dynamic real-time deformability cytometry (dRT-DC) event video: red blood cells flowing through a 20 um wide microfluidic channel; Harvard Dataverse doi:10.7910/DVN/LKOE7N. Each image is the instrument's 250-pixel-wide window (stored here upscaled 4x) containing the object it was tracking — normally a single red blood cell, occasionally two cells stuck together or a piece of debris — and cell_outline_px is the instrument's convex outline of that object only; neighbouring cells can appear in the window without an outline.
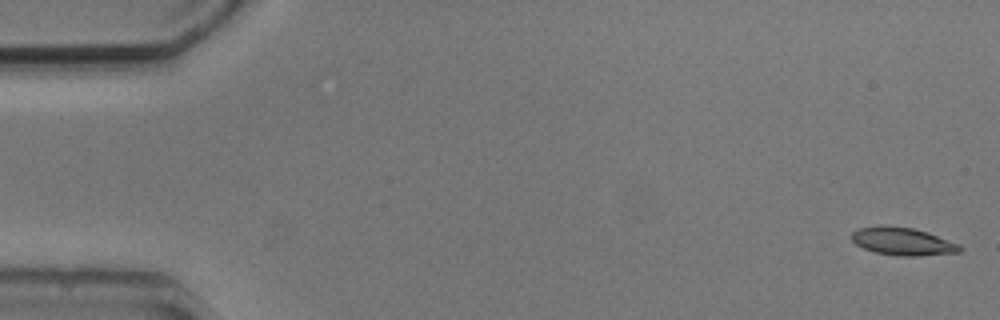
{"species": "common noctule bat (a hibernating species)", "species_latin": "Nyctalus noctula", "temperature_condition": "cold", "stored_images_in_passage": 5, "camera_frame_rate_fps": 3000, "um_per_image_px": 0.085, "animal": {"sex": "male", "body_mass_g": 20.5, "forearm_length_mm": 52.5}, "frame": {"image": 1, "passage_image": 1, "time_ms": 0.0, "image_size_px": [1000, 320], "cell_outline_px": [[964, 248], [960, 252], [920, 256], [900, 256], [876, 252], [864, 248], [856, 244], [852, 240], [852, 232], [860, 228], [880, 224], [884, 224], [912, 228], [928, 232], [960, 244]], "centroid_in_image_um": [76.75, 20.51], "position_along_channel_um": 8.2, "area_um2": 17.69}}
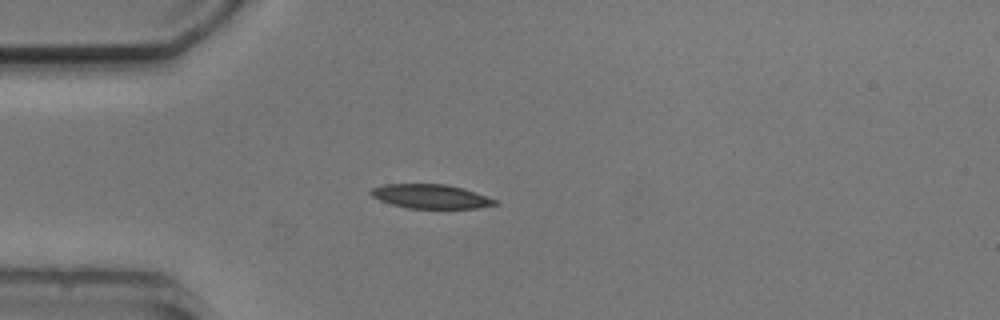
{"frame": {"image": 2, "passage_image": 5, "time_ms": 4.333, "image_size_px": [1000, 320], "cell_outline_px": [[500, 204], [476, 208], [408, 208], [392, 204], [380, 200], [372, 196], [368, 192], [372, 188], [384, 184], [448, 184], [464, 188], [476, 192], [496, 200]], "centroid_in_image_um": [36.62, 16.69], "position_along_channel_um": 48.4, "area_um2": 17.46}}